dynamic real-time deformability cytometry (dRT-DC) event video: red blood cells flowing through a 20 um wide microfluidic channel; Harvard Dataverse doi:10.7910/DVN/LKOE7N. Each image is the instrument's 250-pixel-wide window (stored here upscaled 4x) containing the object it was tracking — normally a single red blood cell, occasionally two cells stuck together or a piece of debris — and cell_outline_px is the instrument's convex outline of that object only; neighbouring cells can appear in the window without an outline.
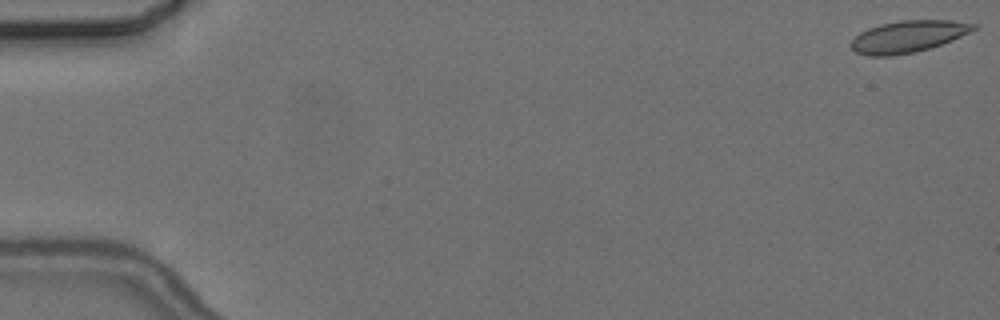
{"species": "common noctule bat (a hibernating species)", "species_latin": "Nyctalus noctula", "temperature_condition": "cold", "stored_images_in_passage": 5, "camera_frame_rate_fps": 3000, "um_per_image_px": 0.085, "animal": {"sex": "female", "body_mass_g": 24.6, "forearm_length_mm": 56.2}, "frame": {"image": 1, "passage_image": 1, "time_ms": 0.0, "image_size_px": [1000, 320], "cell_outline_px": [[980, 28], [952, 40], [928, 48], [912, 52], [892, 56], [868, 56], [856, 52], [848, 44], [860, 32], [868, 28], [880, 24], [900, 20], [952, 20], [980, 24]], "centroid_in_image_um": [77.21, 3.09], "position_along_channel_um": 7.8, "area_um2": 22.83}}